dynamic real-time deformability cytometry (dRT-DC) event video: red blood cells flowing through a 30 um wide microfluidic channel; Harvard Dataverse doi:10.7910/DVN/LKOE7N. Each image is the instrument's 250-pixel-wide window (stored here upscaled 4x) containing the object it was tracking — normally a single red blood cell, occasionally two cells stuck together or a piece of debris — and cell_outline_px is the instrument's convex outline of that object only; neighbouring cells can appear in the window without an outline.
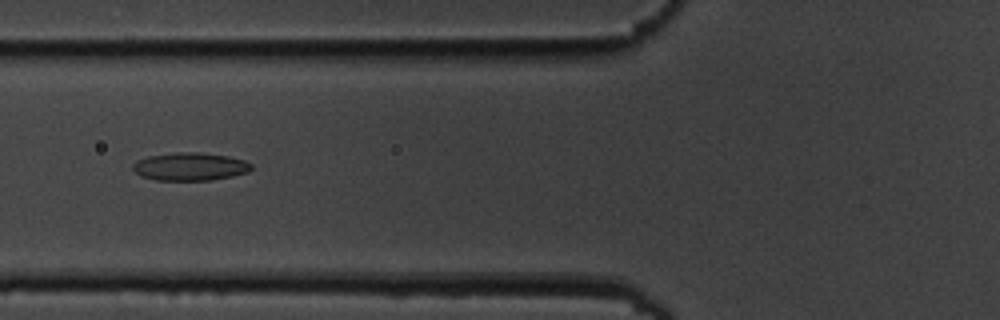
{"species": "common noctule bat (a hibernating species)", "species_latin": "Nyctalus noctula", "temperature_condition": "cold", "stored_images_in_passage": 3, "camera_frame_rate_fps": 3000, "um_per_image_px": 0.085, "animal": {"sex": "male", "body_mass_g": 19.5, "forearm_length_mm": 54.6}, "frame": {"image": 1, "passage_image": 2, "time_ms": 1.333, "image_size_px": [1000, 320], "cell_outline_px": [[252, 168], [248, 172], [232, 176], [212, 180], [156, 180], [140, 176], [132, 168], [132, 164], [136, 160], [148, 156], [176, 152], [196, 152], [228, 156], [244, 160], [252, 164]], "centroid_in_image_um": [16.14, 14.16], "position_along_channel_um": 109.7, "area_um2": 19.36}}
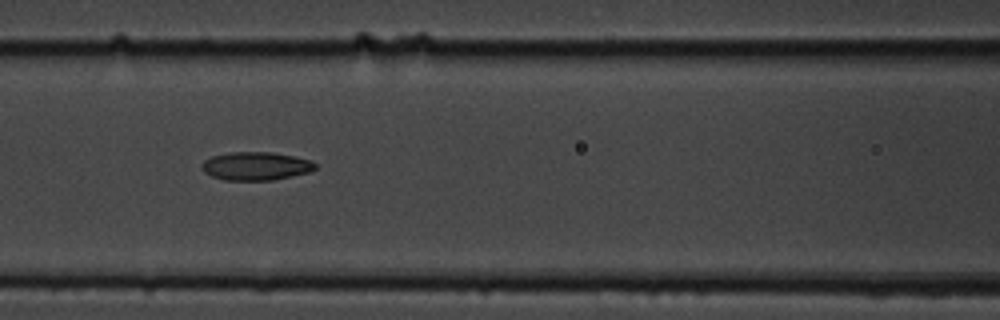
{"frame": {"image": 2, "passage_image": 3, "time_ms": 2.333, "image_size_px": [1000, 320], "cell_outline_px": [[316, 168], [312, 172], [272, 180], [224, 180], [212, 176], [204, 172], [204, 160], [212, 156], [228, 152], [272, 152], [296, 156], [312, 160], [316, 164]], "centroid_in_image_um": [21.82, 14.11], "position_along_channel_um": 144.8, "area_um2": 18.79}}